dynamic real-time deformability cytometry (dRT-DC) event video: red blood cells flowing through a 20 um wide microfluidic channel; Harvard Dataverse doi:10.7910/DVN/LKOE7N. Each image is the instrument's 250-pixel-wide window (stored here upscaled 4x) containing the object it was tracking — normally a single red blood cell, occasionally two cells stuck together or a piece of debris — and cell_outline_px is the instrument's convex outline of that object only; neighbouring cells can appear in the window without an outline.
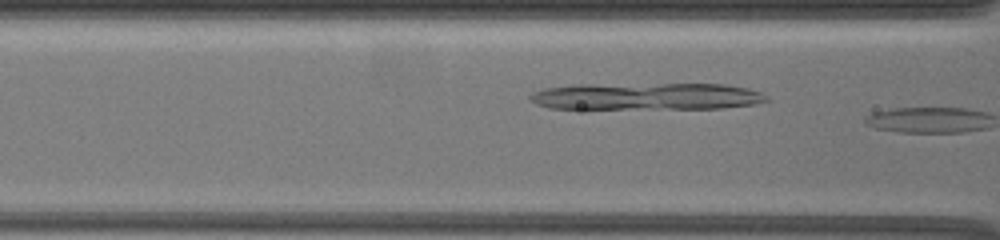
{"species": "common noctule bat (a hibernating species)", "species_latin": "Nyctalus noctula", "temperature_condition": "warm", "stored_images_in_passage": 9, "camera_frame_rate_fps": 3000, "um_per_image_px": 0.085, "animal": {"sex": "female", "body_mass_g": 19.5, "forearm_length_mm": 54.1}, "frame": {"image": 1, "passage_image": 8, "time_ms": 2.0, "image_size_px": [1000, 240], "cell_outline_px": [[768, 100], [756, 104], [720, 108], [548, 108], [536, 104], [528, 100], [528, 96], [532, 92], [544, 88], [572, 84], [724, 84], [748, 88], [760, 92], [768, 96]], "centroid_in_image_um": [54.91, 8.18], "position_along_channel_um": 111.7, "area_um2": 37.4}}